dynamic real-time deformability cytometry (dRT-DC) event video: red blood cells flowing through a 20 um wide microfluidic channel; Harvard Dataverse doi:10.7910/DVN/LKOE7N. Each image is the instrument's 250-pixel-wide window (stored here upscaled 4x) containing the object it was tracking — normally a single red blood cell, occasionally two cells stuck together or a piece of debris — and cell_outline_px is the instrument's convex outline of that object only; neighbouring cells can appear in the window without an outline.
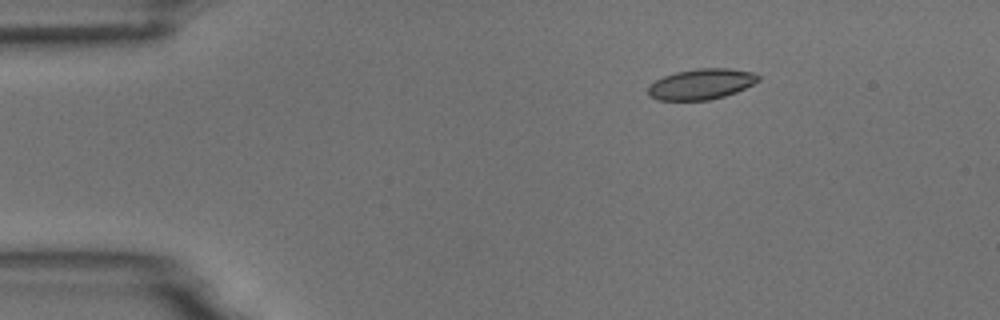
{"species": "common noctule bat (a hibernating species)", "species_latin": "Nyctalus noctula", "temperature_condition": "room temperature", "stored_images_in_passage": 3, "camera_frame_rate_fps": 3000, "um_per_image_px": 0.085, "animal": {"sex": "male", "body_mass_g": 18.8}, "frame": {"image": 1, "passage_image": 1, "time_ms": 0.0, "image_size_px": [1000, 320], "cell_outline_px": [[760, 80], [736, 92], [724, 96], [708, 100], [656, 100], [648, 96], [648, 84], [664, 76], [676, 72], [696, 68], [728, 68], [756, 72], [760, 76]], "centroid_in_image_um": [59.6, 7.14], "position_along_channel_um": 25.4, "area_um2": 19.83}}